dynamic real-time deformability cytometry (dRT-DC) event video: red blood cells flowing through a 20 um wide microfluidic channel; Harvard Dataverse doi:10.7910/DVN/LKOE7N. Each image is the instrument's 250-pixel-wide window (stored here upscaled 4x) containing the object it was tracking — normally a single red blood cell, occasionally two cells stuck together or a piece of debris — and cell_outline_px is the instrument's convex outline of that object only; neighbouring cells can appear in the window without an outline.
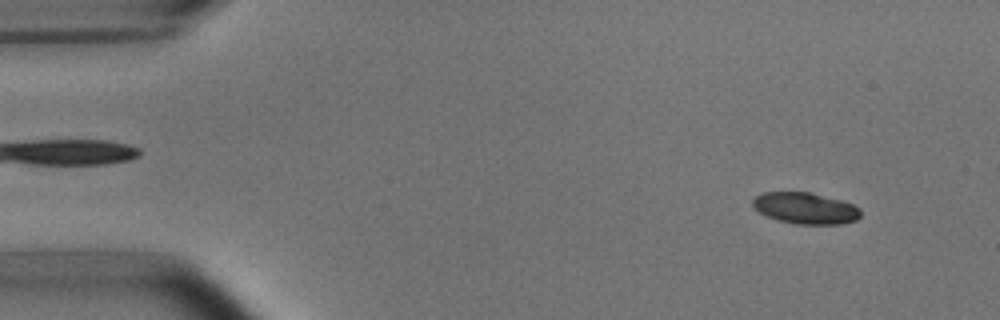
{"species": "common noctule bat (a hibernating species)", "species_latin": "Nyctalus noctula", "temperature_condition": "room temperature", "stored_images_in_passage": 4, "camera_frame_rate_fps": 3000, "um_per_image_px": 0.085, "animal": {"sex": "male", "body_mass_g": 15.6}, "frame": {"image": 1, "passage_image": 4, "time_ms": 4.333, "image_size_px": [1000, 320], "cell_outline_px": [[860, 216], [856, 220], [840, 224], [796, 224], [776, 220], [760, 212], [752, 204], [752, 200], [756, 196], [764, 192], [808, 192], [840, 200], [852, 204], [860, 208]], "centroid_in_image_um": [68.46, 17.7], "position_along_channel_um": 16.5, "area_um2": 19.54}}